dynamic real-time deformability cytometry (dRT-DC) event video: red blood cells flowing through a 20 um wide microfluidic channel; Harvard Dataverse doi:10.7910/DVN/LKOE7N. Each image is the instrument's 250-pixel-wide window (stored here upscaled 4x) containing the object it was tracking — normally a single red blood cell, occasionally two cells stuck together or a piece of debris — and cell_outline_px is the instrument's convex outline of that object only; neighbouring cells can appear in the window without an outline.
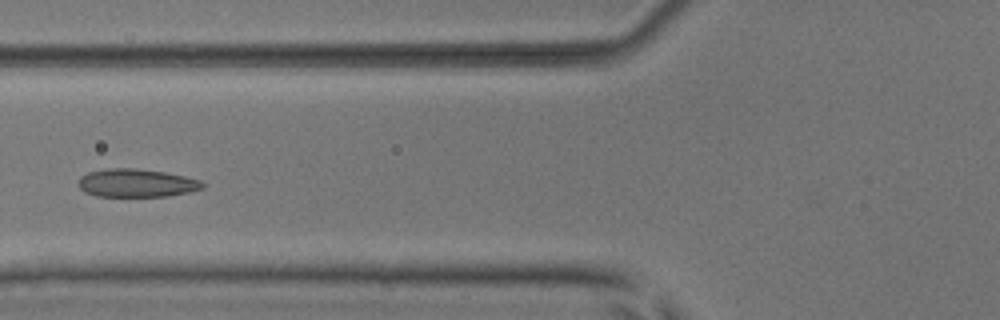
{"species": "common noctule bat (a hibernating species)", "species_latin": "Nyctalus noctula", "temperature_condition": "room temperature", "stored_images_in_passage": 7, "camera_frame_rate_fps": 3000, "um_per_image_px": 0.085, "animal": {"sex": "male", "body_mass_g": 17.9, "forearm_length_mm": 54.2}, "frame": {"image": 1, "passage_image": 5, "time_ms": 1.333, "image_size_px": [1000, 320], "cell_outline_px": [[204, 188], [188, 192], [168, 196], [96, 196], [84, 192], [76, 184], [80, 176], [88, 172], [108, 168], [136, 168], [164, 172], [184, 176], [200, 180], [204, 184]], "centroid_in_image_um": [11.56, 15.55], "position_along_channel_um": 114.2, "area_um2": 20.46}}
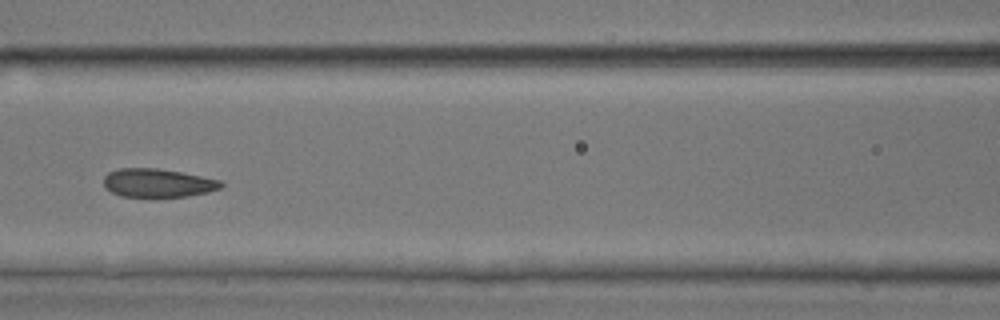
{"frame": {"image": 2, "passage_image": 6, "time_ms": 1.667, "image_size_px": [1000, 320], "cell_outline_px": [[224, 184], [220, 188], [208, 192], [188, 196], [120, 196], [104, 188], [104, 176], [108, 172], [120, 168], [156, 168], [180, 172], [220, 180]], "centroid_in_image_um": [13.38, 15.54], "position_along_channel_um": 153.2, "area_um2": 19.31}}
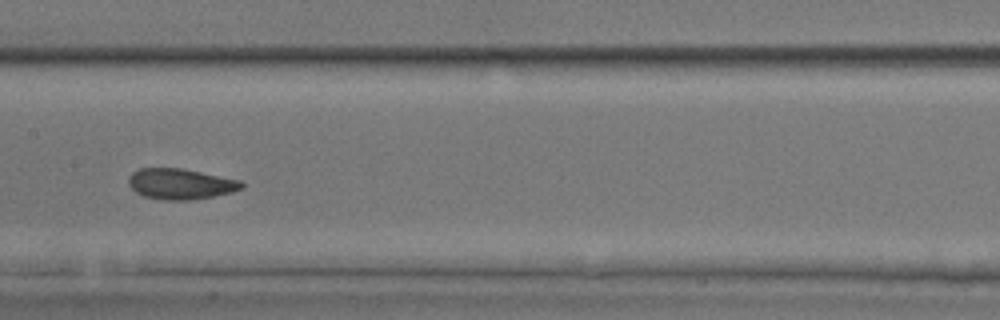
{"frame": {"image": 3, "passage_image": 7, "time_ms": 2.0, "image_size_px": [1000, 320], "cell_outline_px": [[244, 188], [232, 192], [212, 196], [188, 200], [164, 200], [144, 196], [136, 192], [128, 184], [128, 176], [132, 172], [140, 168], [184, 168], [240, 180], [244, 184]], "centroid_in_image_um": [15.34, 15.62], "position_along_channel_um": 192.1, "area_um2": 20.29}}